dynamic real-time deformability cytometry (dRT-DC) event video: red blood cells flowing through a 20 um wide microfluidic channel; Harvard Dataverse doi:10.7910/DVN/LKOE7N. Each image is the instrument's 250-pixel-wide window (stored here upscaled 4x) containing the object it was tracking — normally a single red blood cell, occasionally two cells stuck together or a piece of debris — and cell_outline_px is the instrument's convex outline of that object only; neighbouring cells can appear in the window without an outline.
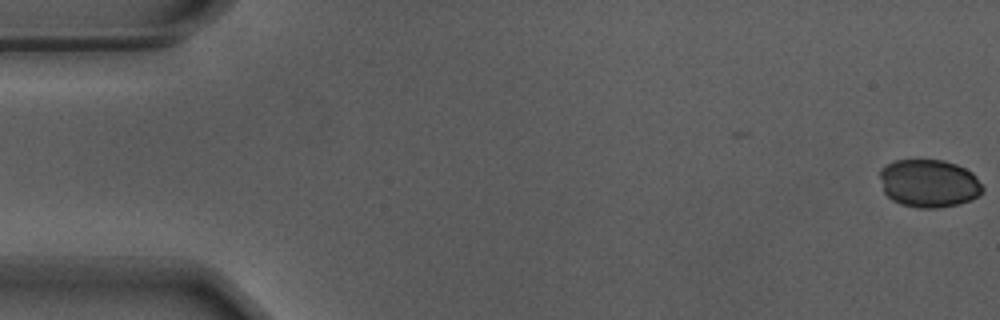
{"species": "Egyptian fruit bat (a non-hibernating species)", "species_latin": "Rousettus aegyptiacus", "temperature_condition": "warm", "stored_images_in_passage": 46, "camera_frame_rate_fps": 3000, "um_per_image_px": 0.085, "animal": {"sex": "male"}, "frame": {"image": 1, "passage_image": 1, "time_ms": 0.0, "image_size_px": [1000, 320], "cell_outline_px": [[984, 192], [960, 204], [936, 208], [916, 208], [900, 204], [892, 200], [884, 192], [880, 176], [880, 168], [896, 160], [944, 160], [956, 164], [972, 172], [976, 176], [984, 188]], "centroid_in_image_um": [78.96, 15.59], "position_along_channel_um": 6.0, "area_um2": 28.78}}
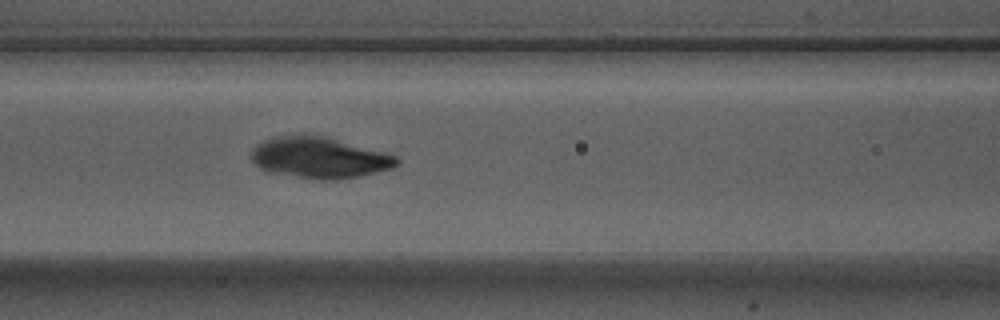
{"frame": {"image": 2, "passage_image": 24, "time_ms": 7.667, "image_size_px": [1000, 320], "cell_outline_px": [[400, 164], [392, 168], [360, 176], [336, 180], [320, 180], [264, 172], [252, 160], [252, 148], [256, 144], [264, 140], [276, 136], [300, 132], [304, 132], [324, 136], [384, 152], [396, 156], [400, 160]], "centroid_in_image_um": [27.11, 13.39], "position_along_channel_um": 139.5, "area_um2": 35.49}}
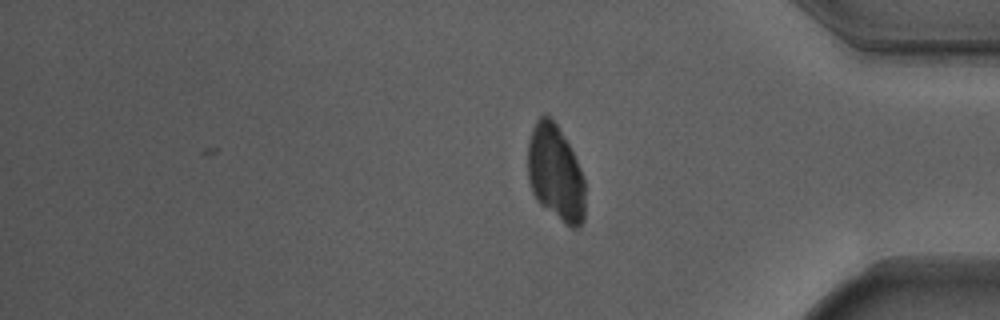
{"frame": {"image": 3, "passage_image": 46, "time_ms": 15.0, "image_size_px": [1000, 320], "cell_outline_px": [[584, 220], [576, 228], [572, 228], [540, 204], [536, 200], [532, 192], [528, 180], [528, 140], [532, 128], [536, 120], [544, 112], [556, 124], [568, 144], [576, 160], [584, 180]], "centroid_in_image_um": [47.19, 14.69], "position_along_channel_um": 388.0, "area_um2": 31.73}}